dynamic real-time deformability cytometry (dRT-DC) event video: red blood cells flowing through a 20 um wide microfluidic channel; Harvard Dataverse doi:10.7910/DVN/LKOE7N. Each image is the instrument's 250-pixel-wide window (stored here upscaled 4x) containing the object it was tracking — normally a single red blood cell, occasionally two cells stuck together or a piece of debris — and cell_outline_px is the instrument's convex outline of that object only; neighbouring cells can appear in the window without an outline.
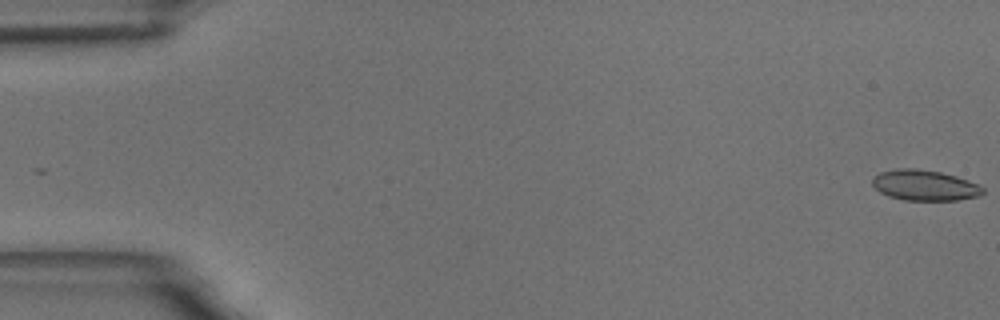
{"species": "common noctule bat (a hibernating species)", "species_latin": "Nyctalus noctula", "temperature_condition": "room temperature", "stored_images_in_passage": 10, "camera_frame_rate_fps": 3000, "um_per_image_px": 0.085, "animal": {"sex": "male", "body_mass_g": 18.8}, "frame": {"image": 1, "passage_image": 1, "time_ms": 0.0, "image_size_px": [1000, 320], "cell_outline_px": [[984, 192], [980, 196], [956, 200], [904, 200], [888, 196], [880, 192], [872, 184], [872, 176], [880, 172], [900, 168], [916, 168], [940, 172], [956, 176], [968, 180], [984, 188]], "centroid_in_image_um": [78.58, 15.75], "position_along_channel_um": 6.4, "area_um2": 19.71}}
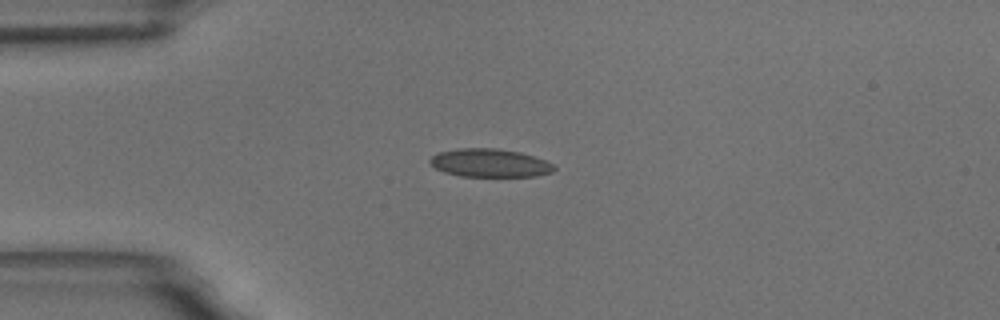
{"frame": {"image": 2, "passage_image": 5, "time_ms": 4.667, "image_size_px": [1000, 320], "cell_outline_px": [[556, 168], [552, 172], [536, 176], [460, 176], [444, 172], [436, 168], [428, 160], [432, 156], [440, 152], [456, 148], [496, 148], [520, 152], [544, 160], [552, 164]], "centroid_in_image_um": [41.62, 13.85], "position_along_channel_um": 43.4, "area_um2": 20.29}}
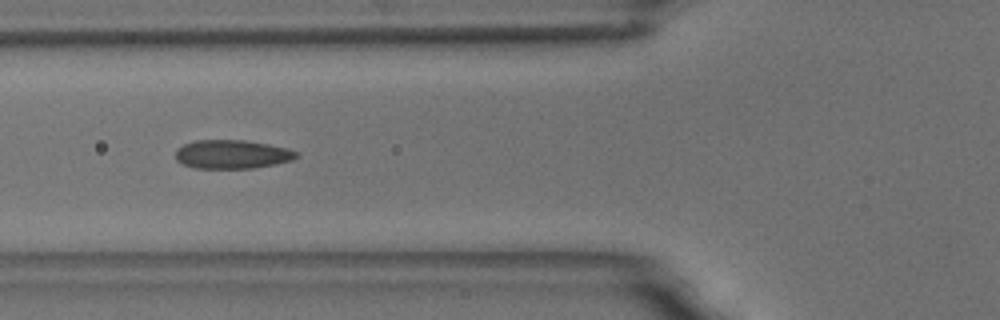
{"frame": {"image": 3, "passage_image": 7, "time_ms": 7.0, "image_size_px": [1000, 320], "cell_outline_px": [[300, 156], [292, 160], [276, 164], [252, 168], [196, 168], [184, 164], [176, 160], [176, 148], [184, 144], [196, 140], [244, 140], [268, 144], [288, 148], [296, 152]], "centroid_in_image_um": [19.74, 13.11], "position_along_channel_um": 106.1, "area_um2": 20.23}}